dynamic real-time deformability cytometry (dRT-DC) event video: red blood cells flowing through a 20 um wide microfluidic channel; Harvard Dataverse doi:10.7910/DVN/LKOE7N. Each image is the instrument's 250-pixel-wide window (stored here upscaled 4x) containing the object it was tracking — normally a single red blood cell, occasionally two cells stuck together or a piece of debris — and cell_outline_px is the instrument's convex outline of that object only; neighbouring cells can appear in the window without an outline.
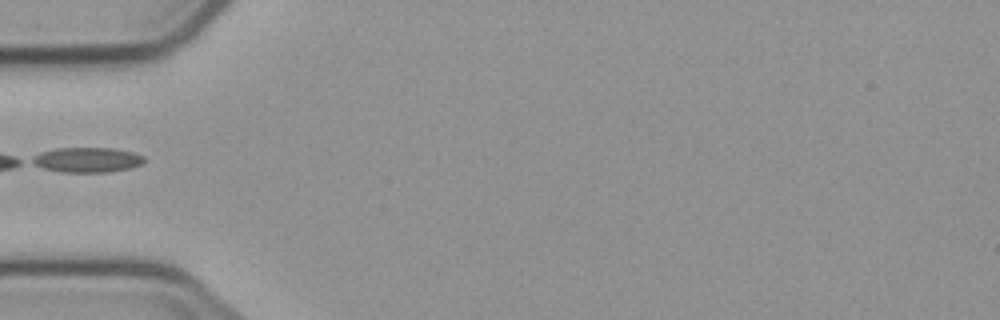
{"species": "common noctule bat (a hibernating species)", "species_latin": "Nyctalus noctula", "temperature_condition": "cold", "stored_images_in_passage": 4, "segment_of_instrument_passage": [2, 2], "camera_frame_rate_fps": 3000, "um_per_image_px": 0.085, "animal": {"sex": "male", "body_mass_g": 23.1, "forearm_length_mm": 52.7}, "frame": {"image": 1, "passage_image": 4, "time_ms": 3.333, "image_size_px": [1000, 320], "cell_outline_px": [[144, 160], [140, 164], [128, 168], [108, 172], [60, 172], [44, 168], [28, 160], [40, 152], [56, 148], [112, 148], [132, 152], [144, 156]], "centroid_in_image_um": [7.37, 13.58], "position_along_channel_um": 77.6, "area_um2": 16.13}}